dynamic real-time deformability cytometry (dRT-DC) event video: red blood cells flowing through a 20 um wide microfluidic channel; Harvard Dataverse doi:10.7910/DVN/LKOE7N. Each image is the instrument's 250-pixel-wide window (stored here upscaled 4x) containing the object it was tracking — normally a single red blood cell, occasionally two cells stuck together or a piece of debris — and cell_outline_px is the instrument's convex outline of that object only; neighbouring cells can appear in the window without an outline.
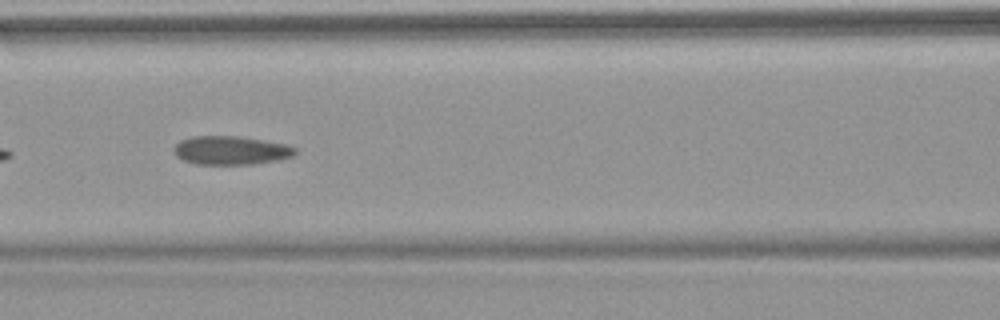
{"species": "common noctule bat (a hibernating species)", "species_latin": "Nyctalus noctula", "temperature_condition": "warm", "stored_images_in_passage": 8, "camera_frame_rate_fps": 3000, "um_per_image_px": 0.085, "animal": {"sex": "female", "body_mass_g": 18.4}, "frame": {"image": 1, "passage_image": 5, "time_ms": 5.667, "image_size_px": [1000, 320], "cell_outline_px": [[296, 152], [292, 156], [280, 160], [252, 164], [196, 164], [184, 160], [176, 156], [172, 148], [180, 140], [192, 136], [240, 136], [288, 144], [296, 148]], "centroid_in_image_um": [19.63, 12.77], "position_along_channel_um": 147.0, "area_um2": 20.4}}
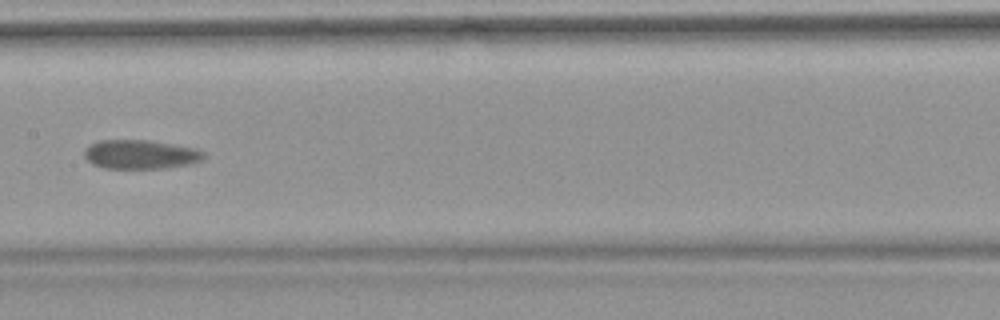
{"frame": {"image": 2, "passage_image": 6, "time_ms": 7.0, "image_size_px": [1000, 320], "cell_outline_px": [[204, 156], [200, 160], [188, 164], [164, 168], [104, 168], [92, 164], [84, 156], [84, 148], [88, 144], [100, 140], [148, 140], [196, 148], [204, 152]], "centroid_in_image_um": [11.88, 13.11], "position_along_channel_um": 195.5, "area_um2": 20.17}}
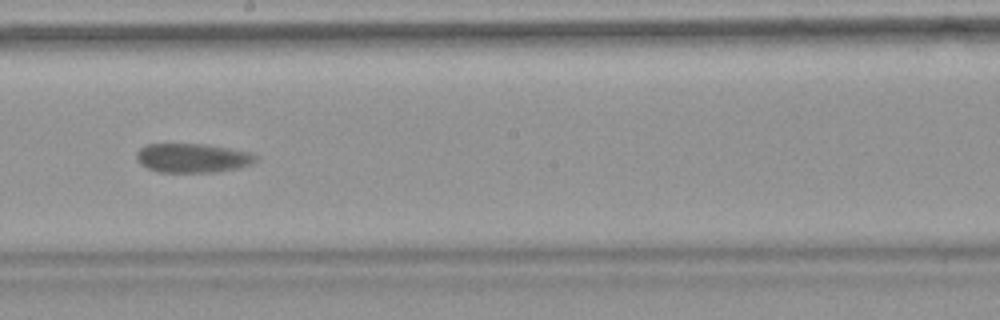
{"frame": {"image": 3, "passage_image": 7, "time_ms": 8.0, "image_size_px": [1000, 320], "cell_outline_px": [[256, 160], [248, 164], [236, 168], [212, 172], [160, 172], [148, 168], [140, 164], [136, 160], [136, 152], [144, 144], [208, 144], [248, 152], [256, 156]], "centroid_in_image_um": [16.28, 13.42], "position_along_channel_um": 231.9, "area_um2": 20.06}}